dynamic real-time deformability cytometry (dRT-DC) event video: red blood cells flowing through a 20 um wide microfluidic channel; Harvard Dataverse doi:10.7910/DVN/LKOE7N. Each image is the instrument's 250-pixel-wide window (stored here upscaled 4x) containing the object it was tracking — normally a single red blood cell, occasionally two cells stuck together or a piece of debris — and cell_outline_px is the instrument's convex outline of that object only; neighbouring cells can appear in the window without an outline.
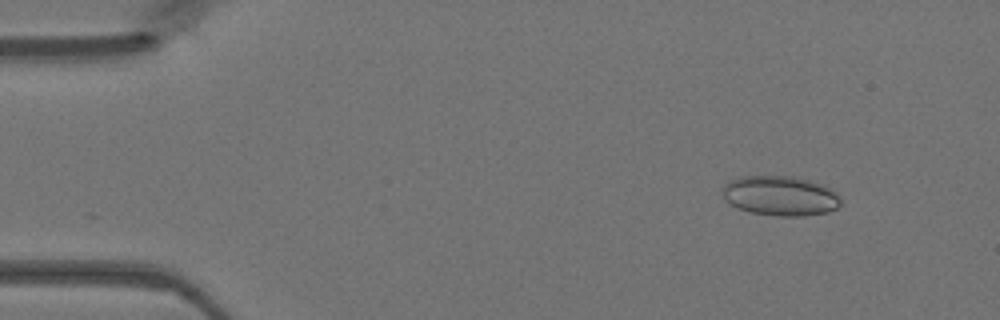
{"species": "Egyptian fruit bat (a non-hibernating species)", "species_latin": "Rousettus aegyptiacus", "temperature_condition": "warm", "stored_images_in_passage": 46, "camera_frame_rate_fps": 3000, "um_per_image_px": 0.085, "animal": {"sex": "female"}, "frame": {"image": 1, "passage_image": 5, "time_ms": 1.333, "image_size_px": [1000, 320], "cell_outline_px": [[840, 204], [836, 208], [828, 212], [804, 216], [776, 216], [752, 212], [740, 208], [724, 200], [720, 188], [728, 180], [740, 176], [792, 176], [828, 184], [840, 196]], "centroid_in_image_um": [66.33, 16.62], "position_along_channel_um": 18.7, "area_um2": 27.92}}
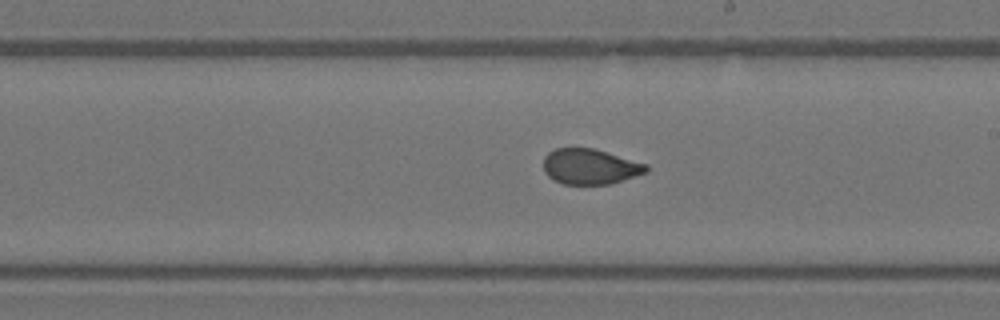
{"frame": {"image": 2, "passage_image": 27, "time_ms": 8.667, "image_size_px": [1000, 320], "cell_outline_px": [[648, 172], [612, 184], [564, 184], [552, 180], [544, 172], [544, 156], [548, 152], [556, 148], [592, 148], [648, 164]], "centroid_in_image_um": [50.15, 14.17], "position_along_channel_um": 238.8, "area_um2": 21.33}}
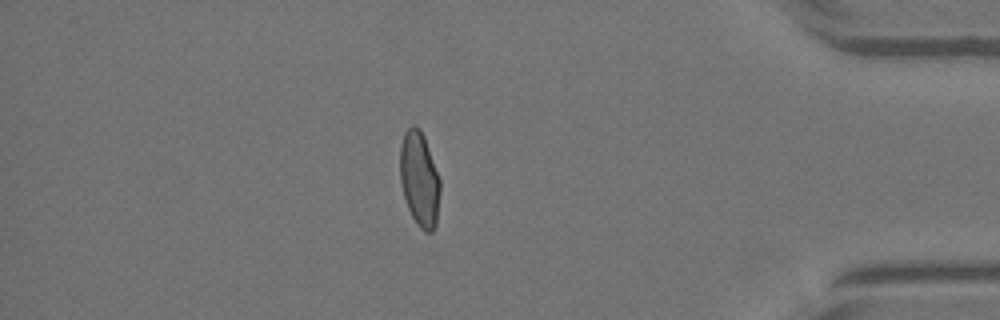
{"frame": {"image": 3, "passage_image": 41, "time_ms": 13.333, "image_size_px": [1000, 320], "cell_outline_px": [[440, 192], [436, 224], [432, 232], [424, 232], [416, 224], [404, 200], [400, 184], [400, 144], [404, 132], [412, 124], [416, 124], [420, 128], [424, 136], [440, 180]], "centroid_in_image_um": [35.63, 15.22], "position_along_channel_um": 399.6, "area_um2": 22.43}}